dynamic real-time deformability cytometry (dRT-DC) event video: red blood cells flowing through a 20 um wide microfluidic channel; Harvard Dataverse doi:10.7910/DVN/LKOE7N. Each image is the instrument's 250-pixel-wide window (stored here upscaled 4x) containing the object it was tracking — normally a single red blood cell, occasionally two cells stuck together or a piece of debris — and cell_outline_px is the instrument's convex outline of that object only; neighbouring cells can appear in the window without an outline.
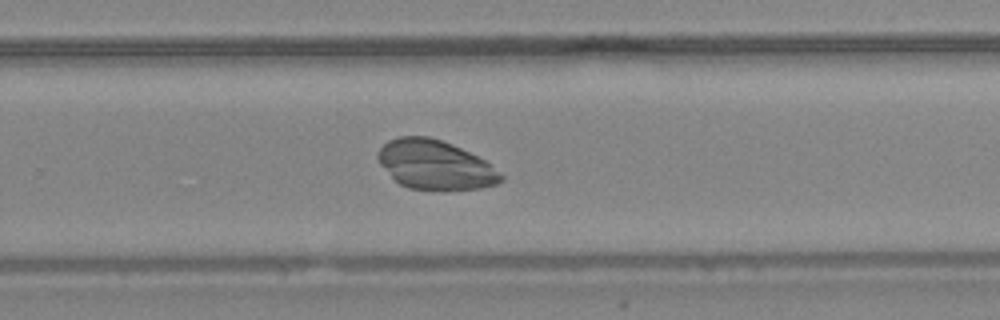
{"species": "common noctule bat (a hibernating species)", "species_latin": "Nyctalus noctula", "temperature_condition": "warm", "stored_images_in_passage": 46, "camera_frame_rate_fps": 3000, "um_per_image_px": 0.085, "animal": {"sex": "female", "body_mass_g": 24.6, "forearm_length_mm": 56.2}, "frame": {"image": 1, "passage_image": 31, "time_ms": 10.0, "image_size_px": [1000, 320], "cell_outline_px": [[504, 180], [496, 184], [480, 188], [408, 188], [400, 184], [380, 164], [376, 156], [376, 152], [388, 140], [400, 136], [428, 136], [452, 144], [484, 160], [504, 176]], "centroid_in_image_um": [36.95, 13.98], "position_along_channel_um": 292.8, "area_um2": 34.51}}